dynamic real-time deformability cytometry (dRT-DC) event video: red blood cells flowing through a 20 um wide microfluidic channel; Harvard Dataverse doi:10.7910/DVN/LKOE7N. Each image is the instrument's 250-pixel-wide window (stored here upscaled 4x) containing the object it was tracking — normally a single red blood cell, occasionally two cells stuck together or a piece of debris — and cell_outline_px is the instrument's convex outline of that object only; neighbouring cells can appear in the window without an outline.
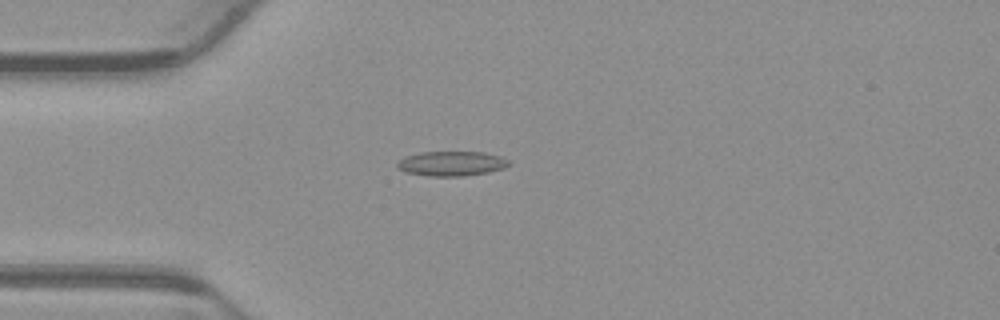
{"species": "common noctule bat (a hibernating species)", "species_latin": "Nyctalus noctula", "temperature_condition": "warm", "stored_images_in_passage": 50, "camera_frame_rate_fps": 3000, "um_per_image_px": 0.085, "animal": {"sex": "male", "body_mass_g": 23.1, "forearm_length_mm": 52.7}, "frame": {"image": 1, "passage_image": 11, "time_ms": 3.333, "image_size_px": [1000, 320], "cell_outline_px": [[512, 164], [504, 168], [488, 172], [464, 176], [432, 176], [408, 172], [396, 168], [396, 164], [404, 156], [420, 152], [484, 152], [500, 156], [508, 160]], "centroid_in_image_um": [38.39, 13.89], "position_along_channel_um": 46.6, "area_um2": 16.07}}
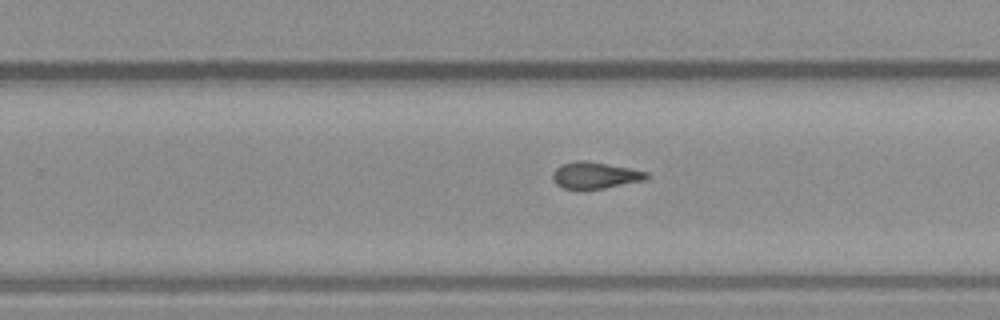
{"frame": {"image": 2, "passage_image": 30, "time_ms": 9.667, "image_size_px": [1000, 320], "cell_outline_px": [[652, 176], [648, 180], [604, 188], [580, 192], [564, 188], [556, 184], [552, 180], [552, 172], [556, 168], [564, 164], [576, 160], [584, 160], [632, 168], [648, 172]], "centroid_in_image_um": [50.61, 14.94], "position_along_channel_um": 279.2, "area_um2": 15.2}}
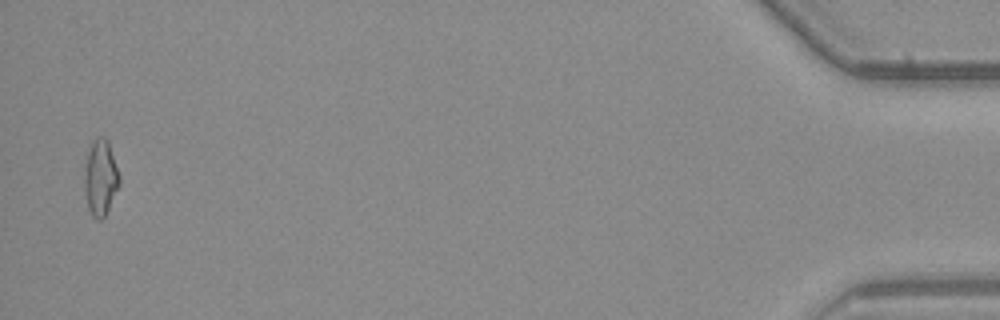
{"frame": {"image": 3, "passage_image": 49, "time_ms": 16.0, "image_size_px": [1000, 320], "cell_outline_px": [[120, 184], [104, 216], [100, 220], [96, 220], [92, 216], [88, 208], [84, 188], [84, 168], [88, 152], [96, 136], [104, 136], [108, 140], [120, 176]], "centroid_in_image_um": [8.54, 15.09], "position_along_channel_um": 426.7, "area_um2": 15.43}, "authors_computed_cell_mechanics": {"area_um2": 14.8257, "velocity_mm_per_s": 3.887, "shape_relaxation_time_tau1_ms": 5.8125, "shape_relaxation_time_tau2_ms": 1.6841, "deformation_change_tau1": 0.1806, "deformation_change_tau2": 0.1047}}